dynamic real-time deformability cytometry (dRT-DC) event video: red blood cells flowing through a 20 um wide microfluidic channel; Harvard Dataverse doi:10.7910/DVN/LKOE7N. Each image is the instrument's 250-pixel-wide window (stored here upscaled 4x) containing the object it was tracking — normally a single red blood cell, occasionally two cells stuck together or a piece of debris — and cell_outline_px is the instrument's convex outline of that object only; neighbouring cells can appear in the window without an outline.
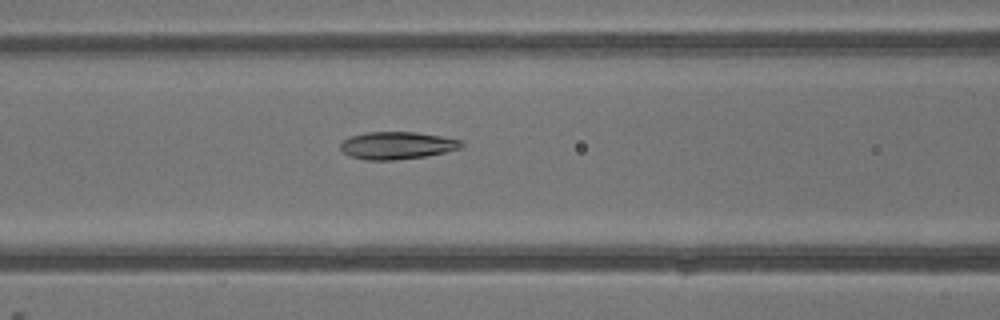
{"species": "common noctule bat (a hibernating species)", "species_latin": "Nyctalus noctula", "temperature_condition": "warm", "stored_images_in_passage": 3, "camera_frame_rate_fps": 3000, "um_per_image_px": 0.085, "animal": {"sex": "male", "body_mass_g": 13.3}, "frame": {"image": 1, "passage_image": 3, "time_ms": 2.333, "image_size_px": [1000, 320], "cell_outline_px": [[464, 144], [460, 148], [444, 152], [424, 156], [392, 160], [368, 160], [348, 156], [340, 148], [340, 140], [364, 132], [416, 132], [440, 136], [460, 140]], "centroid_in_image_um": [33.69, 12.36], "position_along_channel_um": 132.9, "area_um2": 19.25}}